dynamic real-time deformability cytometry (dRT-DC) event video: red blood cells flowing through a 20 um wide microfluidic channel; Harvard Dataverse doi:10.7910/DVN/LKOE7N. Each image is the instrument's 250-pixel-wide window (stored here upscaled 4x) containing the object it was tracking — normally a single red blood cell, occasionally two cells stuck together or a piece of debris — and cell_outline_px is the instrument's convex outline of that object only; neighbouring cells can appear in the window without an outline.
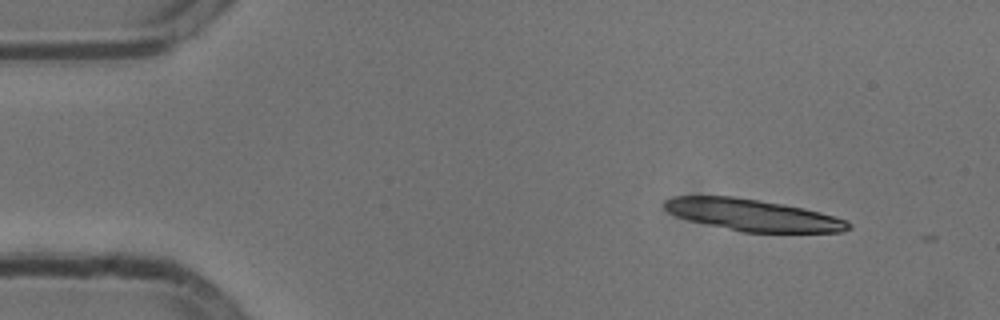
{"species": "common noctule bat (a hibernating species)", "species_latin": "Nyctalus noctula", "temperature_condition": "cold", "stored_images_in_passage": 4, "camera_frame_rate_fps": 3000, "um_per_image_px": 0.085, "animal": {"sex": "male", "body_mass_g": 13.3}, "frame": {"image": 1, "passage_image": 1, "time_ms": 0.0, "image_size_px": [1000, 320], "cell_outline_px": [[852, 228], [844, 232], [740, 232], [688, 220], [676, 216], [668, 212], [664, 208], [664, 200], [672, 196], [732, 196], [784, 204], [804, 208], [836, 216], [848, 220], [852, 224]], "centroid_in_image_um": [64.01, 18.28], "position_along_channel_um": 21.0, "area_um2": 34.22}}